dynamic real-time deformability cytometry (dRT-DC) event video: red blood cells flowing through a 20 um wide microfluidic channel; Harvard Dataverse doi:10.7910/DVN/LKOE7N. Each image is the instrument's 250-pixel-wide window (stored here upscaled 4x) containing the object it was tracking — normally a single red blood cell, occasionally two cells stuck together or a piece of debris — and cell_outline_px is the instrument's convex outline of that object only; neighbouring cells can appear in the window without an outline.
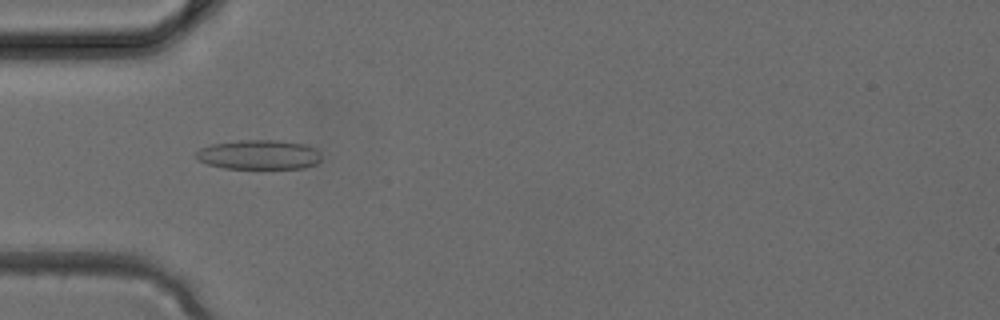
{"species": "common noctule bat (a hibernating species)", "species_latin": "Nyctalus noctula", "temperature_condition": "cold", "stored_images_in_passage": 4, "camera_frame_rate_fps": 3000, "um_per_image_px": 0.085, "animal": {"sex": "female", "body_mass_g": 24.6, "forearm_length_mm": 56.2}, "frame": {"image": 1, "passage_image": 4, "time_ms": 1.0, "image_size_px": [1000, 320], "cell_outline_px": [[320, 160], [316, 164], [304, 168], [224, 168], [208, 164], [200, 160], [196, 156], [196, 152], [200, 148], [212, 144], [240, 140], [280, 140], [304, 144], [316, 148], [320, 152]], "centroid_in_image_um": [22.04, 13.14], "position_along_channel_um": 63.0, "area_um2": 21.5}}